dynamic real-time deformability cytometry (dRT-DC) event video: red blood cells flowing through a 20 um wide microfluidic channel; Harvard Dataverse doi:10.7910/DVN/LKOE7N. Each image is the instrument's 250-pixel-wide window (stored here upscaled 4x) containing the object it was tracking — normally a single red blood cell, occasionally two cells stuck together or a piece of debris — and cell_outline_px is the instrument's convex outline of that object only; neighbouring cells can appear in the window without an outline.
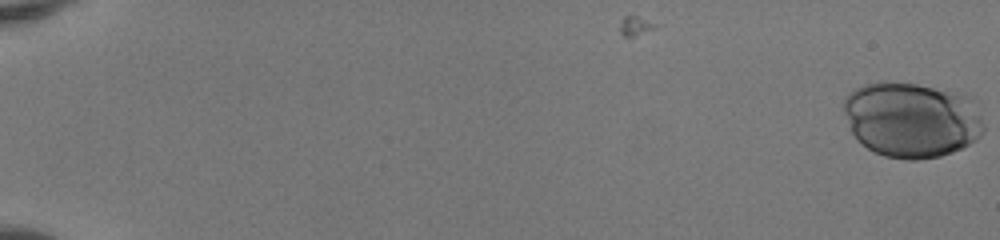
{"species": "human", "species_latin": "Homo sapiens", "temperature_condition": "room temperature", "stored_images_in_passage": 46, "camera_frame_rate_fps": 3000, "um_per_image_px": 0.085, "donor": {"sex": "female"}, "frame": {"image": 1, "passage_image": 1, "time_ms": 0.0, "image_size_px": [1000, 240], "cell_outline_px": [[984, 132], [976, 140], [952, 152], [940, 156], [916, 160], [908, 160], [884, 156], [868, 148], [856, 140], [852, 132], [844, 108], [844, 96], [848, 92], [864, 84], [880, 80], [884, 80], [916, 84], [964, 92], [972, 96], [976, 100], [984, 124]], "centroid_in_image_um": [77.54, 10.14], "position_along_channel_um": 7.5, "area_um2": 62.6}}
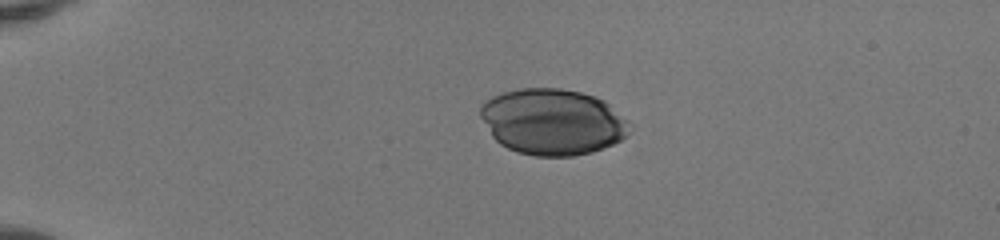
{"frame": {"image": 2, "passage_image": 14, "time_ms": 4.333, "image_size_px": [1000, 240], "cell_outline_px": [[628, 132], [620, 140], [604, 148], [592, 152], [572, 156], [536, 156], [516, 152], [500, 144], [492, 136], [480, 116], [480, 104], [492, 96], [504, 92], [520, 88], [560, 88], [580, 92], [596, 96], [604, 100], [628, 120]], "centroid_in_image_um": [46.94, 10.35], "position_along_channel_um": 38.1, "area_um2": 57.45}}
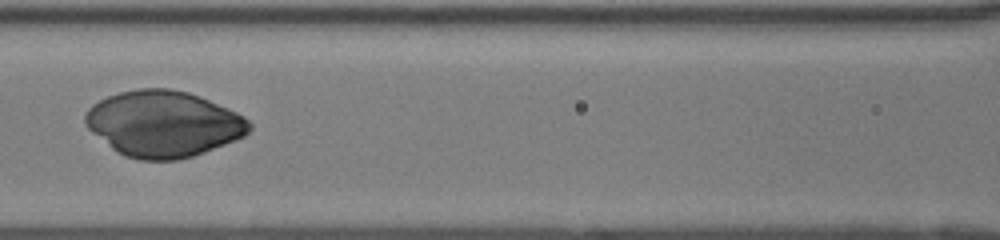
{"frame": {"image": 3, "passage_image": 27, "time_ms": 8.667, "image_size_px": [1000, 240], "cell_outline_px": [[252, 128], [244, 136], [236, 140], [192, 156], [176, 160], [136, 160], [124, 156], [116, 152], [92, 132], [84, 124], [84, 116], [88, 108], [92, 104], [108, 96], [120, 92], [136, 88], [172, 88], [188, 92], [228, 108], [244, 116], [252, 124]], "centroid_in_image_um": [13.87, 10.52], "position_along_channel_um": 152.7, "area_um2": 63.29}}